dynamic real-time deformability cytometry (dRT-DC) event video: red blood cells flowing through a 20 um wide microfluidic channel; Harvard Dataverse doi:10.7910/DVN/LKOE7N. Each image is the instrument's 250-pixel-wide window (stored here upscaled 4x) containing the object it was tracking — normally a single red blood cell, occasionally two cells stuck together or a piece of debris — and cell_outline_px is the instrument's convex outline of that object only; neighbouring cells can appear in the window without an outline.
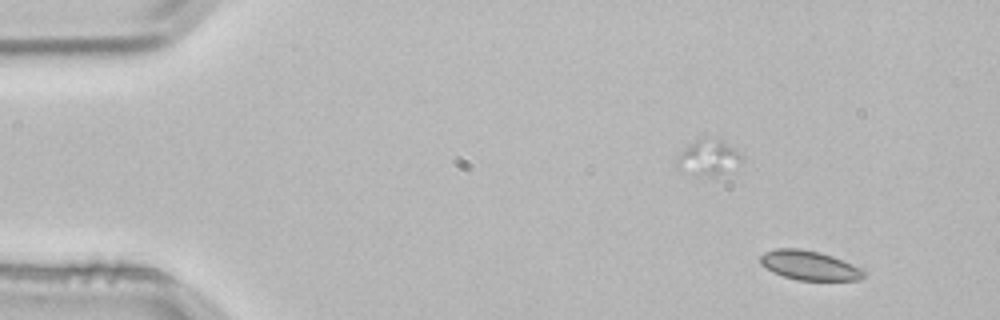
{"species": "common noctule bat (a hibernating species)", "species_latin": "Nyctalus noctula", "temperature_condition": "room temperature", "stored_images_in_passage": 2, "camera_frame_rate_fps": 3000, "um_per_image_px": 0.085, "animal": {"sex": "male", "body_mass_g": 21.5, "forearm_length_mm": 52.0}, "frame": {"image": 1, "passage_image": 2, "time_ms": 0.333, "image_size_px": [1000, 320], "cell_outline_px": [[868, 272], [860, 280], [796, 280], [772, 272], [764, 268], [760, 264], [760, 256], [764, 252], [776, 248], [796, 248], [820, 252], [832, 256], [864, 268]], "centroid_in_image_um": [68.81, 22.56], "position_along_channel_um": 16.2, "area_um2": 17.98}}